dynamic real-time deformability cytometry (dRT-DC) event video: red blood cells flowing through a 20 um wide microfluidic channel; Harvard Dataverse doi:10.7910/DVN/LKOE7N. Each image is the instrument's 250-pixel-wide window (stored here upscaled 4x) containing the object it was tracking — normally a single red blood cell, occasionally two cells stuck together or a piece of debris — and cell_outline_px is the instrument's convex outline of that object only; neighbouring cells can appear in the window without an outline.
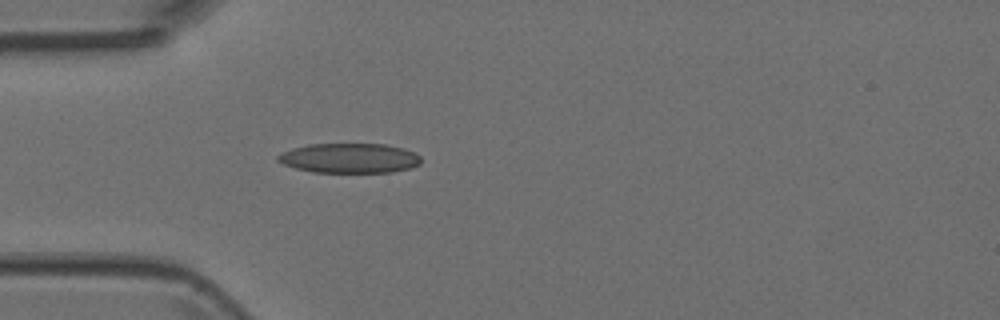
{"species": "Egyptian fruit bat (a non-hibernating species)", "species_latin": "Rousettus aegyptiacus", "temperature_condition": "room temperature", "stored_images_in_passage": 5, "camera_frame_rate_fps": 3000, "um_per_image_px": 0.085, "animal": {"sex": "female"}, "frame": {"image": 1, "passage_image": 5, "time_ms": 1.333, "image_size_px": [1000, 320], "cell_outline_px": [[420, 164], [412, 168], [392, 172], [312, 172], [296, 168], [284, 164], [276, 160], [276, 156], [280, 152], [292, 148], [308, 144], [384, 144], [404, 148], [416, 152], [420, 156]], "centroid_in_image_um": [29.71, 13.44], "position_along_channel_um": 55.3, "area_um2": 25.03}}